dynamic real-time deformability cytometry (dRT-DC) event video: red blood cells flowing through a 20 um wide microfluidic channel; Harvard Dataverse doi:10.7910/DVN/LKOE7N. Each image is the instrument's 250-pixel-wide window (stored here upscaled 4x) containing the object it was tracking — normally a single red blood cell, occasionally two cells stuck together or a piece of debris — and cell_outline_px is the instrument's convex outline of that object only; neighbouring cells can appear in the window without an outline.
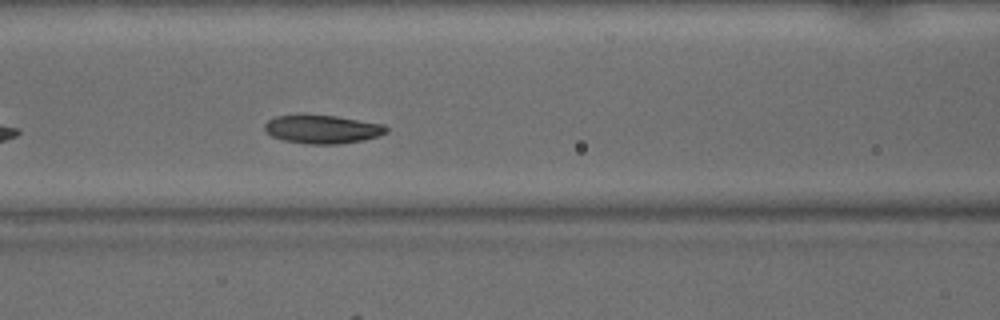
{"species": "common noctule bat (a hibernating species)", "species_latin": "Nyctalus noctula", "temperature_condition": "warm", "stored_images_in_passage": 29, "camera_frame_rate_fps": 3000, "um_per_image_px": 0.085, "animal": {"sex": "male", "body_mass_g": 15.6}, "frame": {"image": 1, "passage_image": 9, "time_ms": 2.667, "image_size_px": [1000, 320], "cell_outline_px": [[388, 132], [364, 140], [340, 144], [308, 144], [284, 140], [272, 136], [264, 132], [264, 124], [268, 120], [276, 116], [296, 112], [304, 112], [336, 116], [384, 124], [388, 128]], "centroid_in_image_um": [27.33, 10.94], "position_along_channel_um": 139.3, "area_um2": 20.92}}
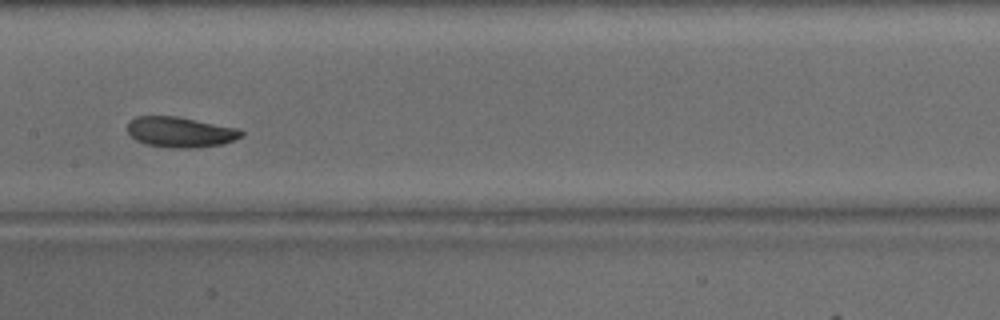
{"frame": {"image": 2, "passage_image": 13, "time_ms": 4.0, "image_size_px": [1000, 320], "cell_outline_px": [[244, 136], [224, 144], [196, 148], [172, 148], [148, 144], [136, 140], [128, 132], [128, 120], [136, 116], [176, 116], [240, 128], [244, 132]], "centroid_in_image_um": [15.37, 11.22], "position_along_channel_um": 192.0, "area_um2": 20.4}}
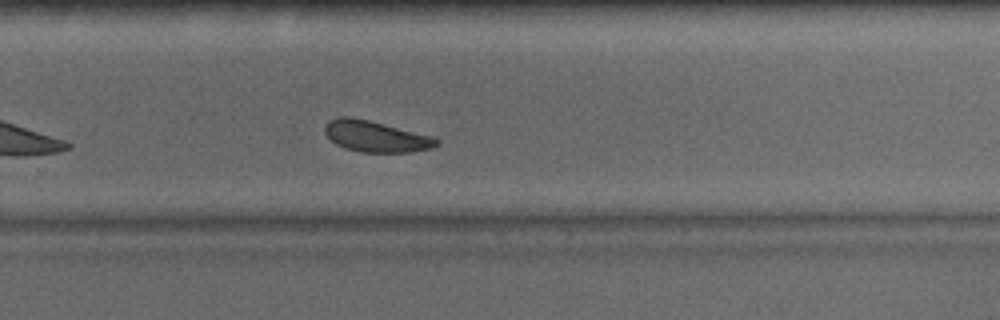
{"frame": {"image": 3, "passage_image": 21, "time_ms": 6.667, "image_size_px": [1000, 320], "cell_outline_px": [[440, 144], [432, 148], [412, 152], [360, 152], [344, 148], [336, 144], [324, 132], [324, 128], [328, 120], [340, 116], [352, 116], [432, 136], [440, 140]], "centroid_in_image_um": [31.94, 11.59], "position_along_channel_um": 297.9, "area_um2": 20.29}, "authors_computed_cell_mechanics": {"area_um2": 20.808, "velocity_mm_per_s": 3.9761, "shape_relaxation_time_tau1_ms": 4.3467, "shape_relaxation_time_tau2_ms": 5.1851, "deformation_change_tau1": 0.1282, "deformation_change_tau2": 0.1129}}